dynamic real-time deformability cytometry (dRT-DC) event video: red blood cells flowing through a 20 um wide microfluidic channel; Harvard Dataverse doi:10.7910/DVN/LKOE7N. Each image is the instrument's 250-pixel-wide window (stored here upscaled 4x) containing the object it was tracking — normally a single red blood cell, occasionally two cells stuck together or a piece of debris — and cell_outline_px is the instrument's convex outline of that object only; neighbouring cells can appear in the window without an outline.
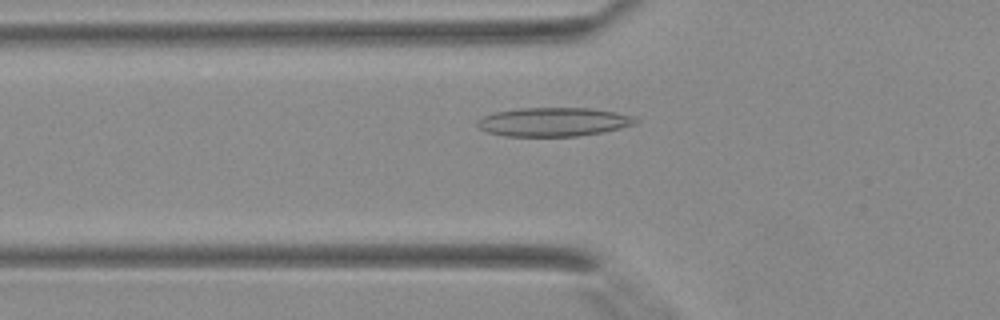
{"species": "Egyptian fruit bat (a non-hibernating species)", "species_latin": "Rousettus aegyptiacus", "temperature_condition": "warm", "stored_images_in_passage": 39, "segment_of_instrument_passage": [1, 2], "camera_frame_rate_fps": 3000, "um_per_image_px": 0.085, "animal": {"sex": "female"}, "frame": {"image": 1, "passage_image": 11, "time_ms": 3.333, "image_size_px": [1000, 320], "cell_outline_px": [[640, 120], [636, 124], [620, 128], [600, 132], [576, 136], [504, 136], [488, 132], [480, 128], [476, 124], [476, 120], [484, 116], [496, 112], [520, 108], [592, 108], [616, 112], [632, 116]], "centroid_in_image_um": [47.05, 10.36], "position_along_channel_um": 78.7, "area_um2": 26.47}}
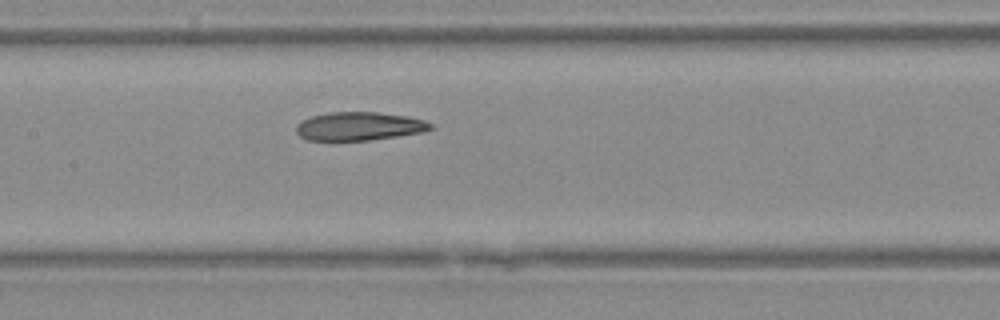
{"frame": {"image": 2, "passage_image": 17, "time_ms": 5.333, "image_size_px": [1000, 320], "cell_outline_px": [[432, 128], [420, 132], [396, 136], [368, 140], [308, 140], [300, 136], [296, 132], [296, 124], [300, 120], [312, 116], [328, 112], [376, 112], [408, 116], [424, 120], [432, 124]], "centroid_in_image_um": [30.48, 10.72], "position_along_channel_um": 176.9, "area_um2": 22.14}}
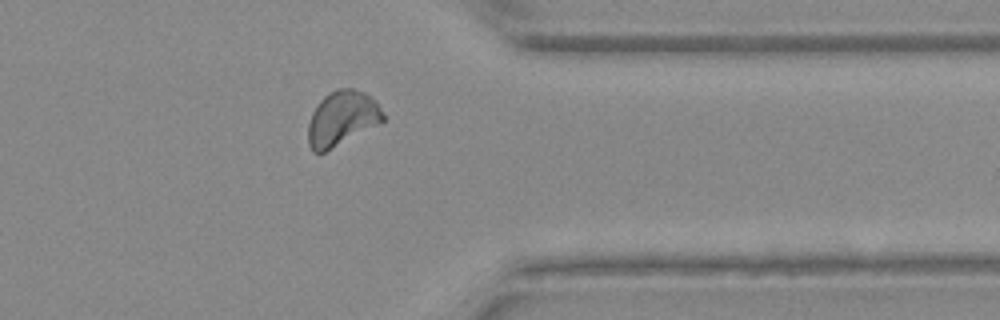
{"frame": {"image": 3, "passage_image": 30, "time_ms": 9.667, "image_size_px": [1000, 320], "cell_outline_px": [[384, 120], [324, 152], [312, 152], [308, 144], [308, 124], [312, 112], [316, 104], [324, 96], [336, 88], [352, 88], [364, 92], [376, 100], [384, 116]], "centroid_in_image_um": [29.03, 10.03], "position_along_channel_um": 382.4, "area_um2": 23.58}}